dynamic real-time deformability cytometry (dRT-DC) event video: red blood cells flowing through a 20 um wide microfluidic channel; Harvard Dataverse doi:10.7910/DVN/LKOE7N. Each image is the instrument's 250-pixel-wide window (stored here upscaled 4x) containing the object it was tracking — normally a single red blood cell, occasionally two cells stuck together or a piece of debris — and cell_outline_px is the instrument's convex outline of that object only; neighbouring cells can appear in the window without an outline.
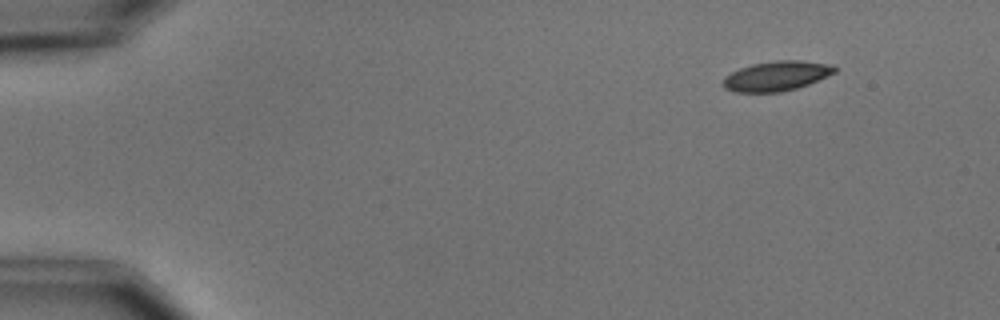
{"species": "common noctule bat (a hibernating species)", "species_latin": "Nyctalus noctula", "temperature_condition": "cold", "stored_images_in_passage": 3, "camera_frame_rate_fps": 3000, "um_per_image_px": 0.085, "animal": {"sex": "male", "body_mass_g": 15.6}, "frame": {"image": 1, "passage_image": 1, "time_ms": 0.0, "image_size_px": [1000, 320], "cell_outline_px": [[836, 72], [808, 84], [796, 88], [780, 92], [736, 92], [724, 88], [724, 76], [740, 68], [752, 64], [776, 60], [800, 60], [828, 64], [836, 68]], "centroid_in_image_um": [65.98, 6.45], "position_along_channel_um": 19.0, "area_um2": 19.13}}
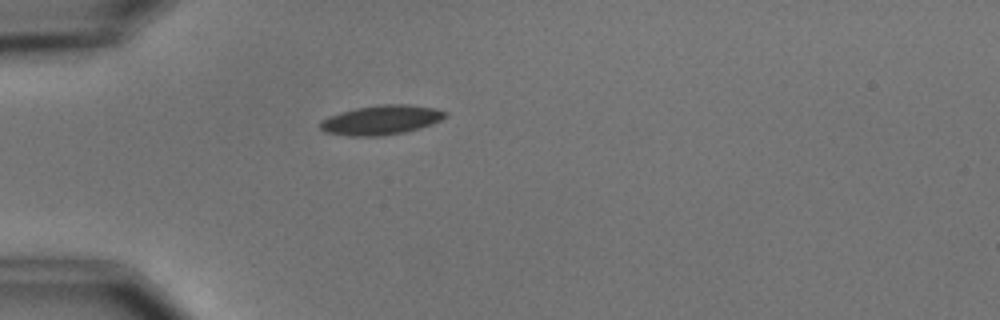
{"frame": {"image": 2, "passage_image": 3, "time_ms": 3.333, "image_size_px": [1000, 320], "cell_outline_px": [[448, 116], [432, 124], [404, 132], [380, 136], [348, 136], [324, 132], [320, 128], [320, 124], [328, 116], [340, 112], [356, 108], [376, 104], [408, 104], [436, 108], [448, 112]], "centroid_in_image_um": [32.42, 10.19], "position_along_channel_um": 52.6, "area_um2": 21.56}}